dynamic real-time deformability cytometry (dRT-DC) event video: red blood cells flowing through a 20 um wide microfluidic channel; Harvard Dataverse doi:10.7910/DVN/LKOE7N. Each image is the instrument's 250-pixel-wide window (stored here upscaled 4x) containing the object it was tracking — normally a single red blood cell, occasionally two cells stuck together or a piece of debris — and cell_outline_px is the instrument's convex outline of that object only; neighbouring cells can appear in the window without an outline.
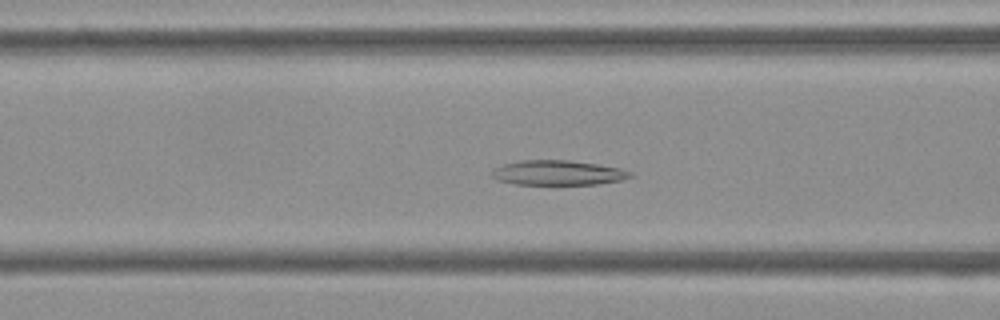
{"species": "Egyptian fruit bat (a non-hibernating species)", "species_latin": "Rousettus aegyptiacus", "temperature_condition": "cold", "stored_images_in_passage": 52, "camera_frame_rate_fps": 3000, "um_per_image_px": 0.085, "frame": {"image": 1, "passage_image": 20, "time_ms": 6.333, "image_size_px": [1000, 320], "cell_outline_px": [[632, 176], [620, 180], [596, 184], [516, 184], [496, 180], [492, 176], [492, 172], [496, 168], [504, 164], [520, 160], [568, 160], [596, 164], [620, 168], [632, 172]], "centroid_in_image_um": [47.41, 14.68], "position_along_channel_um": 119.2, "area_um2": 19.77}}
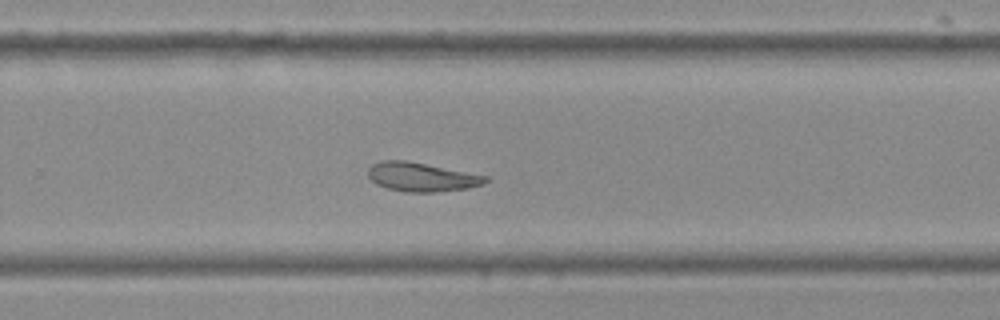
{"frame": {"image": 2, "passage_image": 34, "time_ms": 11.0, "image_size_px": [1000, 320], "cell_outline_px": [[488, 180], [484, 184], [468, 188], [436, 192], [404, 192], [388, 188], [376, 184], [368, 176], [368, 168], [372, 164], [380, 160], [404, 160], [488, 176]], "centroid_in_image_um": [35.81, 15.05], "position_along_channel_um": 294.0, "area_um2": 19.71}}
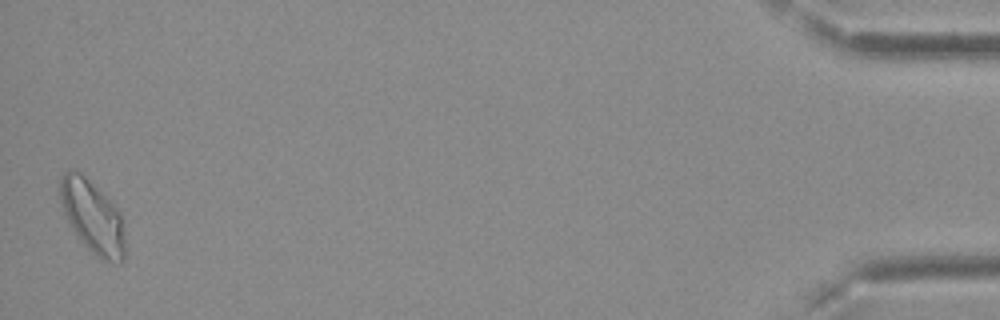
{"frame": {"image": 3, "passage_image": 52, "time_ms": 17.0, "image_size_px": [1000, 320], "cell_outline_px": [[124, 260], [120, 264], [112, 264], [104, 260], [92, 252], [80, 240], [68, 220], [64, 212], [60, 200], [60, 176], [68, 168], [80, 172], [112, 200], [120, 212], [124, 220]], "centroid_in_image_um": [7.9, 18.41], "position_along_channel_um": 427.3, "area_um2": 27.8}, "authors_computed_cell_mechanics": {"area_um2": 21.4727, "velocity_mm_per_s": 3.7476, "shape_relaxation_time_tau1_ms": 7.1907, "shape_relaxation_time_tau2_ms": 3.798, "deformation_change_tau1": 0.1433, "deformation_change_tau2": 0.1052}}